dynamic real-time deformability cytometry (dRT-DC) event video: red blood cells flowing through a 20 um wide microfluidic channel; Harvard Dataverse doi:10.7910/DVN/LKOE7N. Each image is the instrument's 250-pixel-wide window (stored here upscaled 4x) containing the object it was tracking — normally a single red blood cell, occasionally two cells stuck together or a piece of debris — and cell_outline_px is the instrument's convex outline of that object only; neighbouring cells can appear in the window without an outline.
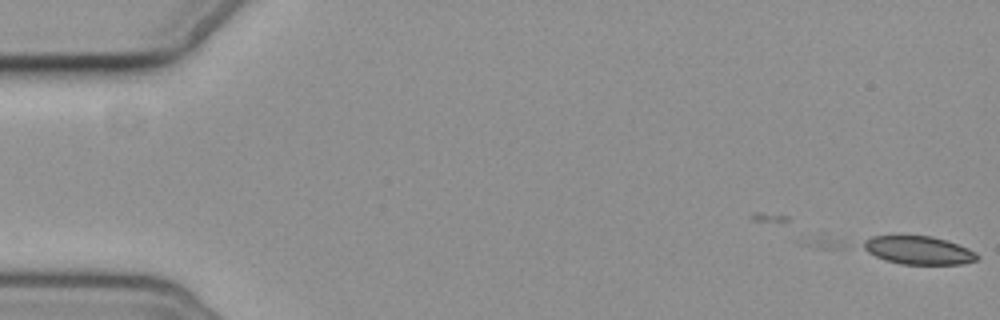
{"species": "common noctule bat (a hibernating species)", "species_latin": "Nyctalus noctula", "temperature_condition": "cold", "stored_images_in_passage": 2, "camera_frame_rate_fps": 3000, "um_per_image_px": 0.085, "animal": {"sex": "female", "body_mass_g": 19.3, "forearm_length_mm": 54.1}, "frame": {"image": 1, "passage_image": 2, "time_ms": 1.0, "image_size_px": [1000, 320], "cell_outline_px": [[980, 256], [976, 260], [964, 264], [900, 264], [884, 260], [860, 248], [864, 240], [872, 236], [932, 236], [948, 240], [968, 248], [976, 252]], "centroid_in_image_um": [78.07, 21.27], "position_along_channel_um": 6.9, "area_um2": 18.9}}